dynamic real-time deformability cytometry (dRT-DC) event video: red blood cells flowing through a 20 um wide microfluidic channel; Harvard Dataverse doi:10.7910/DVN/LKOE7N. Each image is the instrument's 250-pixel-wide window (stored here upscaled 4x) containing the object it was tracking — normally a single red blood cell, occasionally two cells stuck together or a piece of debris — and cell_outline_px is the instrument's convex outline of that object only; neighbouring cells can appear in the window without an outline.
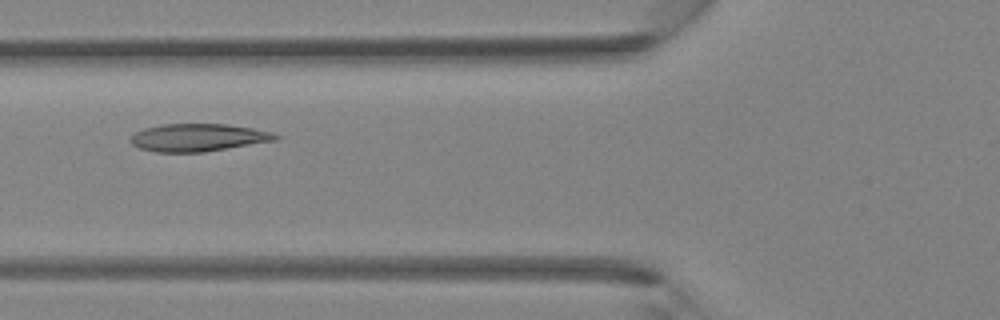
{"species": "Egyptian fruit bat (a non-hibernating species)", "species_latin": "Rousettus aegyptiacus", "temperature_condition": "room temperature", "stored_images_in_passage": 5, "camera_frame_rate_fps": 3000, "um_per_image_px": 0.085, "animal": {"sex": "female"}, "frame": {"image": 1, "passage_image": 5, "time_ms": 1.333, "image_size_px": [1000, 320], "cell_outline_px": [[280, 136], [276, 140], [204, 152], [156, 152], [140, 148], [132, 144], [128, 140], [136, 132], [144, 128], [164, 124], [228, 124], [252, 128], [272, 132]], "centroid_in_image_um": [16.83, 11.69], "position_along_channel_um": 109.0, "area_um2": 23.24}}